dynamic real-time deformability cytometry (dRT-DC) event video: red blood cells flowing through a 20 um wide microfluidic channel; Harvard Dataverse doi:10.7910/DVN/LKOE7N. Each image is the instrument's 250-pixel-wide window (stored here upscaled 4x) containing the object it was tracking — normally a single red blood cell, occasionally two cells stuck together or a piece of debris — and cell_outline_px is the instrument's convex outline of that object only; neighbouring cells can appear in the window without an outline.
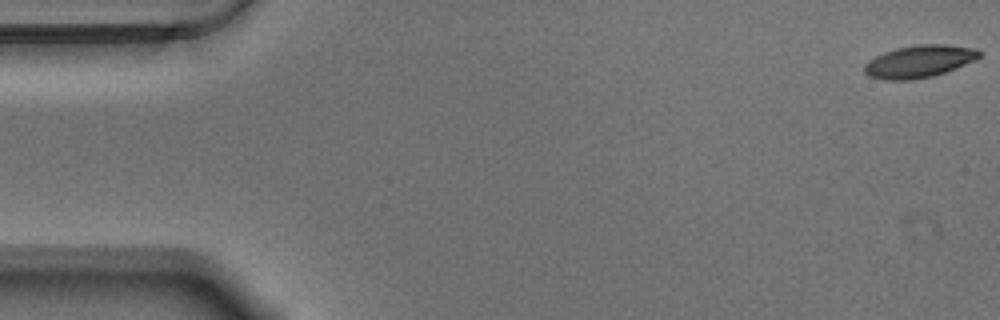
{"species": "Egyptian fruit bat (a non-hibernating species)", "species_latin": "Rousettus aegyptiacus", "temperature_condition": "warm", "stored_images_in_passage": 14, "camera_frame_rate_fps": 3000, "um_per_image_px": 0.085, "animal": {"sex": "male"}, "frame": {"image": 1, "passage_image": 1, "time_ms": 0.0, "image_size_px": [1000, 320], "cell_outline_px": [[980, 56], [964, 64], [944, 72], [932, 76], [912, 80], [884, 80], [868, 76], [864, 72], [864, 64], [868, 60], [884, 52], [896, 48], [920, 44], [944, 44], [976, 48], [980, 52]], "centroid_in_image_um": [78.07, 5.22], "position_along_channel_um": 6.9, "area_um2": 21.5}}
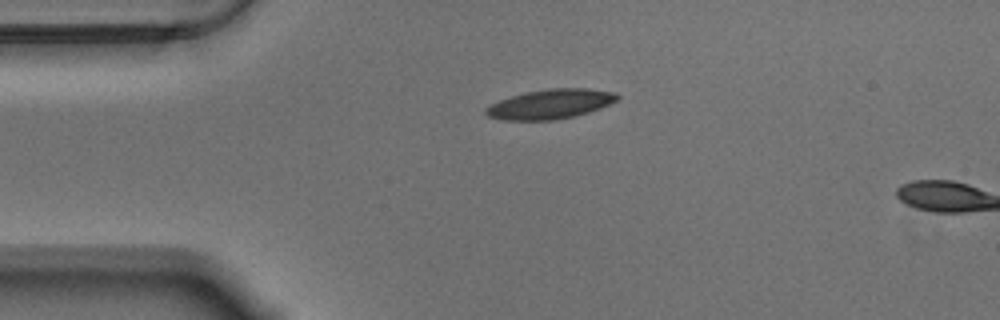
{"frame": {"image": 2, "passage_image": 13, "time_ms": 4.0, "image_size_px": [1000, 320], "cell_outline_px": [[620, 96], [616, 100], [600, 108], [576, 116], [552, 120], [504, 120], [488, 116], [484, 112], [484, 108], [500, 100], [512, 96], [528, 92], [548, 88], [588, 88], [612, 92]], "centroid_in_image_um": [46.77, 8.85], "position_along_channel_um": 38.2, "area_um2": 22.43}}